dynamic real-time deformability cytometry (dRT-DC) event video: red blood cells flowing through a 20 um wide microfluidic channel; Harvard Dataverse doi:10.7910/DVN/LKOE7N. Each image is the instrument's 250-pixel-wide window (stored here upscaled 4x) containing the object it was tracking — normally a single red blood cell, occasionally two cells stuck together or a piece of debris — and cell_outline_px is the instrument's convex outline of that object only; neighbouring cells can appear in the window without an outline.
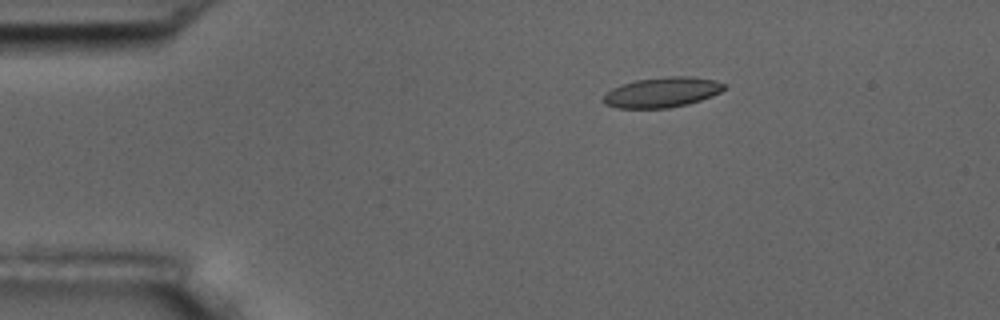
{"species": "common noctule bat (a hibernating species)", "species_latin": "Nyctalus noctula", "temperature_condition": "room temperature", "stored_images_in_passage": 4, "camera_frame_rate_fps": 3000, "um_per_image_px": 0.085, "animal": {"sex": "male", "body_mass_g": 17.5, "forearm_length_mm": 52.3}, "frame": {"image": 1, "passage_image": 2, "time_ms": 2.0, "image_size_px": [1000, 320], "cell_outline_px": [[728, 84], [720, 92], [712, 96], [688, 104], [668, 108], [620, 108], [604, 104], [604, 96], [612, 88], [636, 80], [668, 76], [692, 76], [716, 80]], "centroid_in_image_um": [56.33, 7.84], "position_along_channel_um": 28.7, "area_um2": 21.15}}
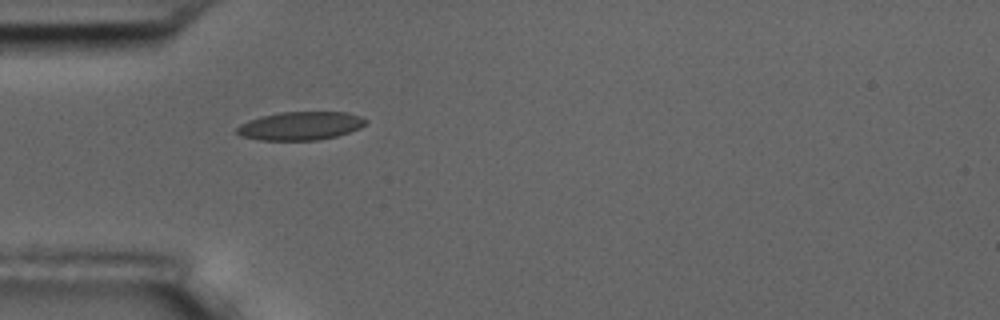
{"frame": {"image": 2, "passage_image": 4, "time_ms": 4.333, "image_size_px": [1000, 320], "cell_outline_px": [[368, 120], [360, 128], [336, 136], [316, 140], [260, 140], [240, 136], [236, 132], [236, 128], [240, 124], [248, 120], [260, 116], [280, 112], [348, 112], [360, 116]], "centroid_in_image_um": [25.51, 10.69], "position_along_channel_um": 59.5, "area_um2": 21.33}}